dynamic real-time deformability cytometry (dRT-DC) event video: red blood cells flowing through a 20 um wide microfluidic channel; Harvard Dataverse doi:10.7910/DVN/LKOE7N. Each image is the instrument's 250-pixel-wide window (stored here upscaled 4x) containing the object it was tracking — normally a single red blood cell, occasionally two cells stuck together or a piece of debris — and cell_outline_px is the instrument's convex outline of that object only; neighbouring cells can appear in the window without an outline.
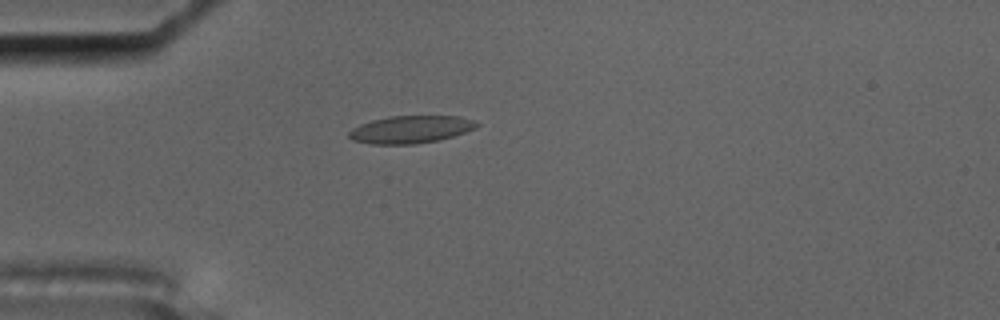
{"species": "common noctule bat (a hibernating species)", "species_latin": "Nyctalus noctula", "temperature_condition": "cold", "stored_images_in_passage": 57, "camera_frame_rate_fps": 3000, "um_per_image_px": 0.085, "animal": {"sex": "male", "body_mass_g": 17.5, "forearm_length_mm": 52.3}, "frame": {"image": 1, "passage_image": 16, "time_ms": 5.0, "image_size_px": [1000, 320], "cell_outline_px": [[480, 124], [476, 128], [452, 136], [436, 140], [412, 144], [372, 144], [352, 140], [348, 136], [348, 132], [352, 128], [360, 124], [372, 120], [388, 116], [460, 116], [472, 120]], "centroid_in_image_um": [34.87, 10.99], "position_along_channel_um": 50.1, "area_um2": 20.35}}
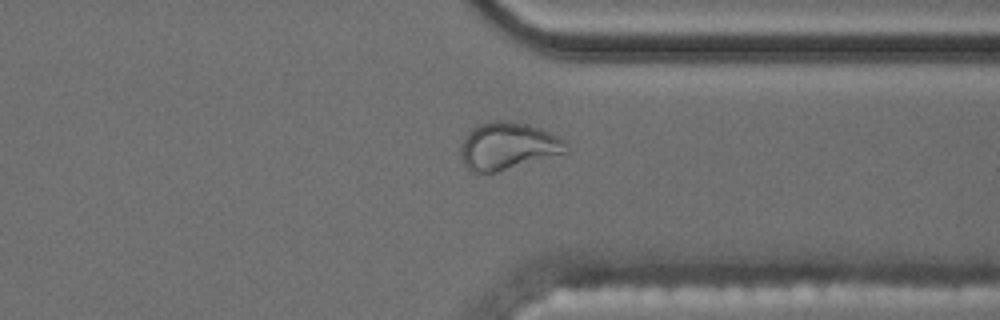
{"frame": {"image": 2, "passage_image": 44, "time_ms": 14.333, "image_size_px": [1000, 320], "cell_outline_px": [[568, 152], [496, 172], [472, 172], [464, 164], [460, 156], [460, 144], [464, 136], [472, 128], [488, 120], [508, 120], [528, 124], [540, 128], [564, 140], [568, 144]], "centroid_in_image_um": [43.14, 12.39], "position_along_channel_um": 368.3, "area_um2": 29.19}}
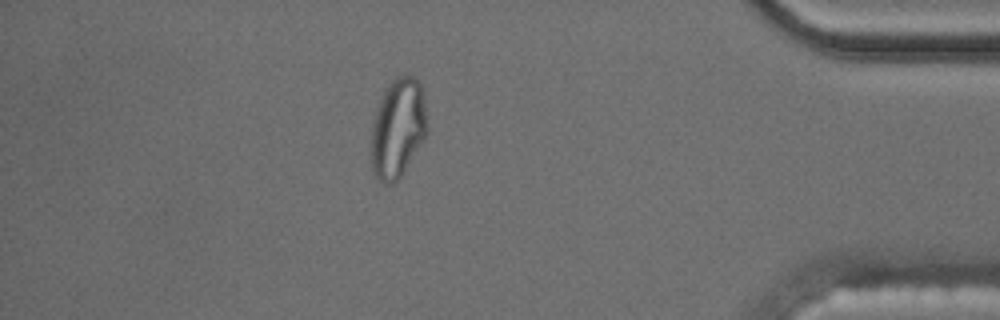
{"frame": {"image": 3, "passage_image": 50, "time_ms": 16.333, "image_size_px": [1000, 320], "cell_outline_px": [[428, 132], [424, 140], [400, 176], [392, 184], [376, 192], [372, 172], [372, 124], [376, 108], [388, 84], [396, 76], [404, 72], [408, 72], [420, 80], [424, 96], [428, 116]], "centroid_in_image_um": [33.81, 10.94], "position_along_channel_um": 401.4, "area_um2": 33.87}, "authors_computed_cell_mechanics": {"area_um2": 20.4034, "velocity_mm_per_s": 3.5431, "shape_relaxation_time_tau1_ms": null, "shape_relaxation_time_tau2_ms": 1.3691, "deformation_change_tau1": null, "deformation_change_tau2": 0.0875}}